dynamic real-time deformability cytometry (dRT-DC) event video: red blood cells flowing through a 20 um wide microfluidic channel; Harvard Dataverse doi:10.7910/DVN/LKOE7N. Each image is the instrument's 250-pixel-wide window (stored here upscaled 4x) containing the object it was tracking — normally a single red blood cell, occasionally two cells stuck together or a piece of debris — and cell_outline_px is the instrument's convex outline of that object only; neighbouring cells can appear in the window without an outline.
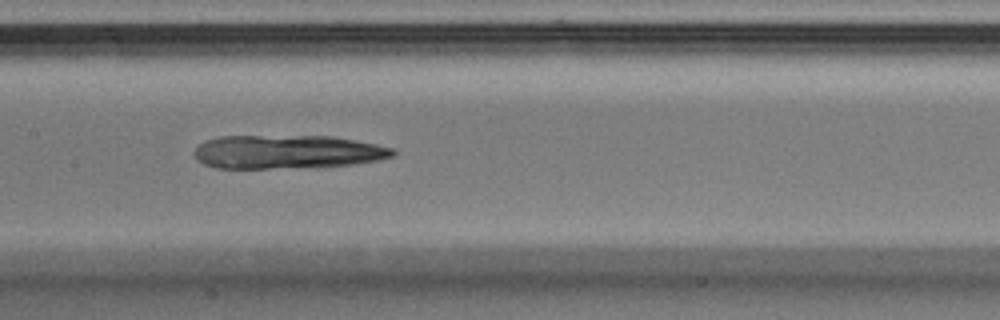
{"species": "Egyptian fruit bat (a non-hibernating species)", "species_latin": "Rousettus aegyptiacus", "temperature_condition": "warm", "stored_images_in_passage": 36, "camera_frame_rate_fps": 3000, "um_per_image_px": 0.085, "animal": {"sex": "male"}, "frame": {"image": 1, "passage_image": 14, "time_ms": 4.333, "image_size_px": [1000, 320], "cell_outline_px": [[396, 156], [376, 160], [352, 164], [268, 168], [216, 168], [204, 164], [196, 160], [196, 148], [204, 140], [220, 136], [332, 136], [376, 144], [396, 148]], "centroid_in_image_um": [24.42, 12.89], "position_along_channel_um": 183.0, "area_um2": 38.61}}